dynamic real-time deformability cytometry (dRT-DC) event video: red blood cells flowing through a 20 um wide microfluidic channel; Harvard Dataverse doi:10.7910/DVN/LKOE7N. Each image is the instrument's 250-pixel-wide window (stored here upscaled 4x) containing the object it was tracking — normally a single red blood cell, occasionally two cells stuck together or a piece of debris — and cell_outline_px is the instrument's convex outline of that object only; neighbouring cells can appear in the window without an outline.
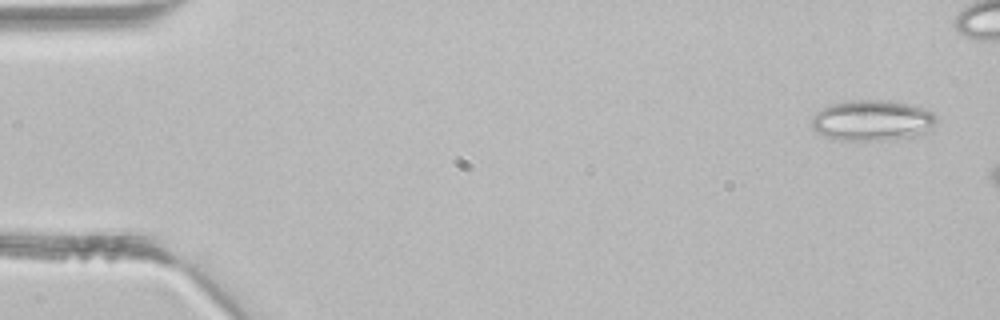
{"species": "common noctule bat (a hibernating species)", "species_latin": "Nyctalus noctula", "temperature_condition": "room temperature", "stored_images_in_passage": 7, "camera_frame_rate_fps": 3000, "um_per_image_px": 0.085, "animal": {"sex": "male", "body_mass_g": 21.5, "forearm_length_mm": 52.0}, "frame": {"image": 1, "passage_image": 2, "time_ms": 0.333, "image_size_px": [1000, 320], "cell_outline_px": [[936, 124], [928, 132], [916, 136], [888, 140], [832, 140], [816, 132], [812, 128], [812, 116], [820, 108], [832, 104], [852, 100], [888, 100], [916, 104], [932, 112], [936, 116]], "centroid_in_image_um": [74.16, 10.24], "position_along_channel_um": 10.8, "area_um2": 30.23}}